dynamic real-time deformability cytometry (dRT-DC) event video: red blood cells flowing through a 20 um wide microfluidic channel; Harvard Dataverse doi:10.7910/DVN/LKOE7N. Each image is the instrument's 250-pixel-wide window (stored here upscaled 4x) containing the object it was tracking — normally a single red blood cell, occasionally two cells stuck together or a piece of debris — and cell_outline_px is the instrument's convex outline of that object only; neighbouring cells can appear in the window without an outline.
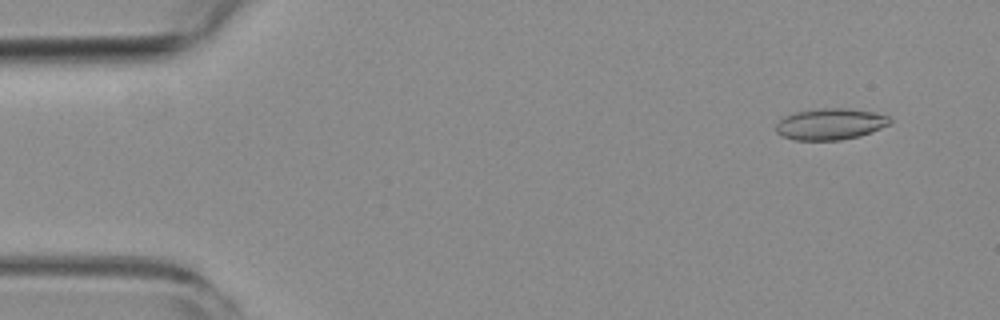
{"species": "common noctule bat (a hibernating species)", "species_latin": "Nyctalus noctula", "temperature_condition": "room temperature", "stored_images_in_passage": 53, "camera_frame_rate_fps": 3000, "um_per_image_px": 0.085, "animal": {"sex": "female", "body_mass_g": 19.3, "forearm_length_mm": 54.1}, "frame": {"image": 1, "passage_image": 4, "time_ms": 1.0, "image_size_px": [1000, 320], "cell_outline_px": [[892, 120], [888, 124], [872, 132], [860, 136], [840, 140], [792, 140], [780, 136], [776, 132], [776, 124], [784, 116], [796, 112], [820, 108], [848, 108], [876, 112], [888, 116]], "centroid_in_image_um": [70.56, 10.55], "position_along_channel_um": 14.4, "area_um2": 20.98}}
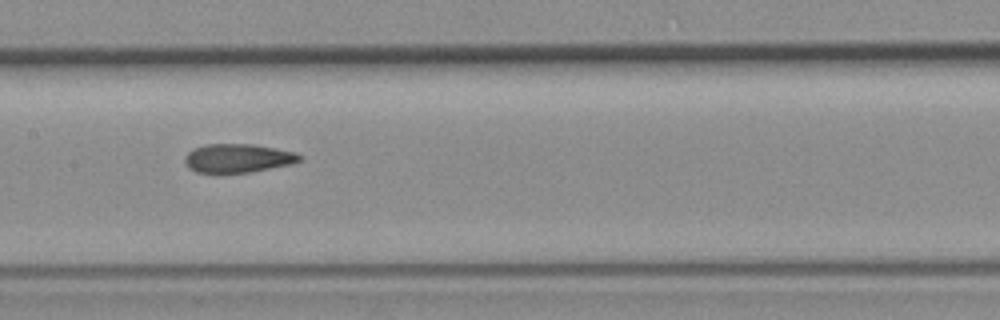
{"frame": {"image": 2, "passage_image": 26, "time_ms": 8.333, "image_size_px": [1000, 320], "cell_outline_px": [[304, 156], [300, 160], [292, 164], [252, 172], [220, 176], [212, 176], [196, 172], [188, 168], [184, 160], [184, 156], [192, 148], [204, 144], [252, 144], [276, 148], [296, 152]], "centroid_in_image_um": [20.16, 13.49], "position_along_channel_um": 187.2, "area_um2": 20.29}}
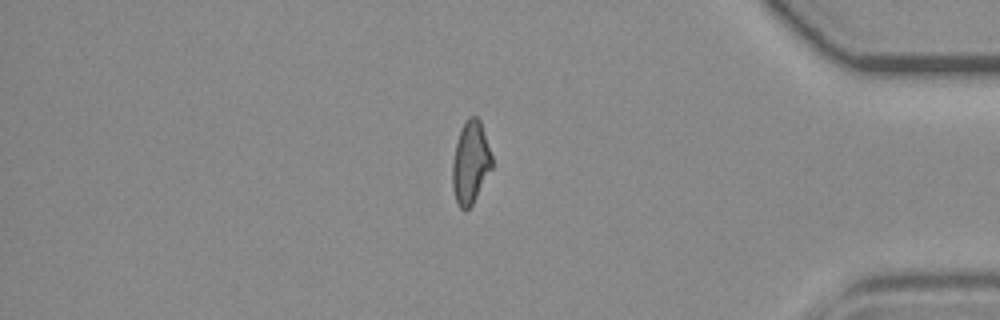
{"frame": {"image": 3, "passage_image": 45, "time_ms": 14.667, "image_size_px": [1000, 320], "cell_outline_px": [[492, 168], [472, 204], [464, 212], [460, 208], [456, 200], [452, 184], [452, 160], [456, 140], [460, 128], [468, 116], [476, 116], [480, 120], [492, 156]], "centroid_in_image_um": [39.97, 13.79], "position_along_channel_um": 395.2, "area_um2": 19.07}, "authors_computed_cell_mechanics": {"area_um2": 19.7098, "velocity_mm_per_s": 3.8187, "shape_relaxation_time_tau1_ms": null, "shape_relaxation_time_tau2_ms": 1.9836, "deformation_change_tau1": null, "deformation_change_tau2": 0.1006}}